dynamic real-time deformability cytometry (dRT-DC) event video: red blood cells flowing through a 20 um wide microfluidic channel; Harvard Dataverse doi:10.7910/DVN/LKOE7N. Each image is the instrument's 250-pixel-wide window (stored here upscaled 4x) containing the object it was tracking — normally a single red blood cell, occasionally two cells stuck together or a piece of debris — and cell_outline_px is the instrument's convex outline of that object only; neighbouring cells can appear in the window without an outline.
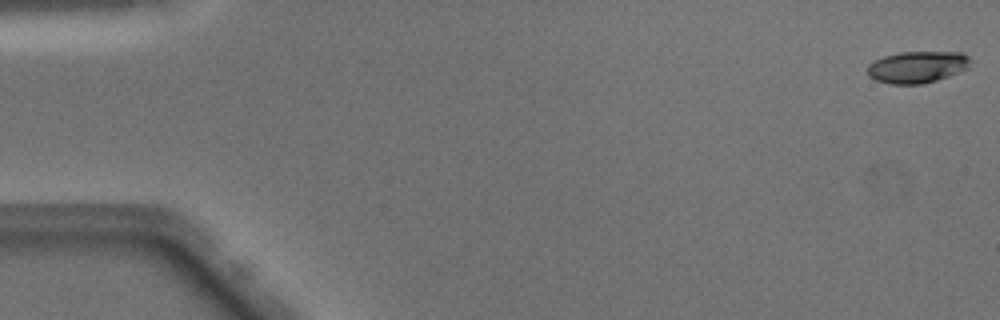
{"species": "Egyptian fruit bat (a non-hibernating species)", "species_latin": "Rousettus aegyptiacus", "temperature_condition": "warm", "stored_images_in_passage": 49, "camera_frame_rate_fps": 3000, "um_per_image_px": 0.085, "animal": {"sex": "male"}, "frame": {"image": 1, "passage_image": 1, "time_ms": 0.0, "image_size_px": [1000, 320], "cell_outline_px": [[968, 68], [948, 76], [936, 80], [920, 84], [888, 84], [876, 80], [868, 76], [868, 64], [884, 56], [900, 52], [964, 52], [968, 56]], "centroid_in_image_um": [77.94, 5.69], "position_along_channel_um": 7.1, "area_um2": 18.9}}
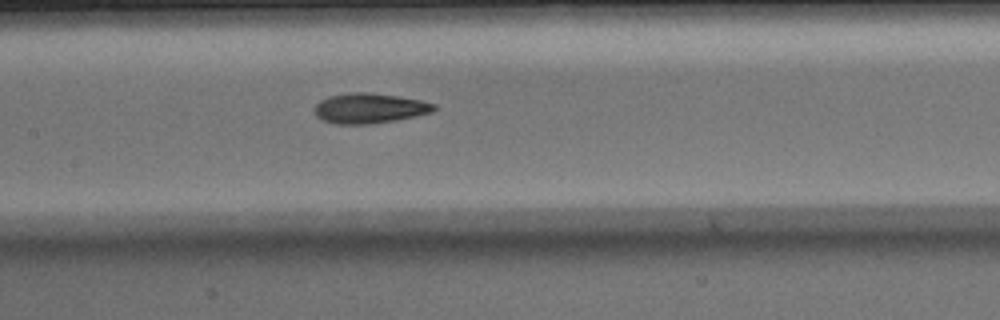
{"frame": {"image": 2, "passage_image": 24, "time_ms": 7.667, "image_size_px": [1000, 320], "cell_outline_px": [[436, 108], [432, 112], [416, 116], [396, 120], [372, 124], [336, 124], [324, 120], [316, 116], [316, 104], [320, 100], [328, 96], [348, 92], [368, 92], [396, 96], [420, 100], [436, 104]], "centroid_in_image_um": [31.41, 9.2], "position_along_channel_um": 176.0, "area_um2": 20.92}}
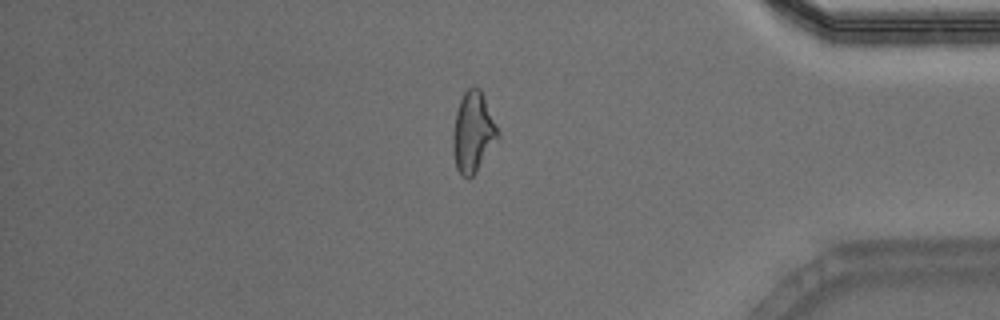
{"frame": {"image": 3, "passage_image": 42, "time_ms": 13.667, "image_size_px": [1000, 320], "cell_outline_px": [[500, 136], [476, 172], [468, 180], [460, 176], [456, 168], [452, 152], [452, 132], [456, 112], [460, 100], [464, 92], [472, 84], [476, 84], [480, 88], [484, 96], [500, 132]], "centroid_in_image_um": [40.2, 11.24], "position_along_channel_um": 395.0, "area_um2": 21.56}, "authors_computed_cell_mechanics": {"area_um2": 20.4612, "velocity_mm_per_s": 4.1098, "shape_relaxation_time_tau1_ms": 5.5517, "shape_relaxation_time_tau2_ms": 1.9431, "deformation_change_tau1": 0.2095, "deformation_change_tau2": 0.0974}}